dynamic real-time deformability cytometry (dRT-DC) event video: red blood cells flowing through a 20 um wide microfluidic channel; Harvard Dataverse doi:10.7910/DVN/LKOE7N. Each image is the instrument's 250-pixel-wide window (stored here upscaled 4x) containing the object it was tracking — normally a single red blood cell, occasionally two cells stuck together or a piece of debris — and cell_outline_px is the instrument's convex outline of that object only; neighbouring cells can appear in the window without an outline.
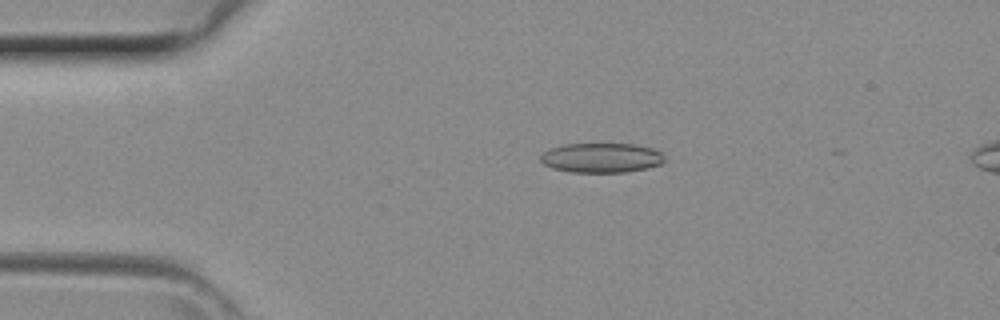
{"species": "common noctule bat (a hibernating species)", "species_latin": "Nyctalus noctula", "temperature_condition": "room temperature", "stored_images_in_passage": 30, "camera_frame_rate_fps": 3000, "um_per_image_px": 0.085, "animal": {"sex": "female", "body_mass_g": 29.2, "forearm_length_mm": 56.3}, "frame": {"image": 1, "passage_image": 5, "time_ms": 1.333, "image_size_px": [1000, 320], "cell_outline_px": [[664, 160], [660, 164], [644, 168], [624, 172], [572, 172], [552, 168], [544, 164], [540, 160], [540, 156], [544, 152], [552, 148], [564, 144], [636, 144], [652, 148], [660, 152], [664, 156]], "centroid_in_image_um": [51.1, 13.41], "position_along_channel_um": 33.9, "area_um2": 21.21}}
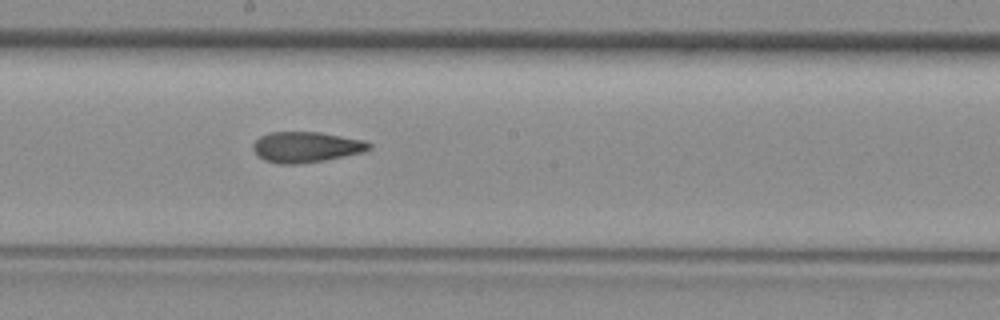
{"frame": {"image": 2, "passage_image": 19, "time_ms": 6.0, "image_size_px": [1000, 320], "cell_outline_px": [[372, 148], [364, 152], [324, 160], [296, 164], [280, 164], [264, 160], [256, 156], [252, 148], [252, 144], [260, 136], [268, 132], [320, 132], [364, 140], [372, 144]], "centroid_in_image_um": [26.0, 12.49], "position_along_channel_um": 222.2, "area_um2": 20.87}}
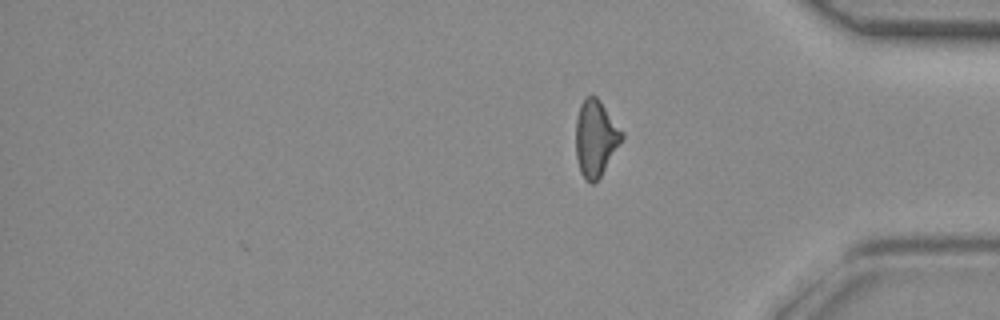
{"frame": {"image": 3, "passage_image": 30, "time_ms": 9.667, "image_size_px": [1000, 320], "cell_outline_px": [[624, 136], [600, 176], [592, 184], [584, 180], [580, 172], [576, 156], [576, 120], [580, 104], [584, 96], [596, 96], [600, 100], [624, 132]], "centroid_in_image_um": [50.61, 11.72], "position_along_channel_um": 384.6, "area_um2": 20.4}}